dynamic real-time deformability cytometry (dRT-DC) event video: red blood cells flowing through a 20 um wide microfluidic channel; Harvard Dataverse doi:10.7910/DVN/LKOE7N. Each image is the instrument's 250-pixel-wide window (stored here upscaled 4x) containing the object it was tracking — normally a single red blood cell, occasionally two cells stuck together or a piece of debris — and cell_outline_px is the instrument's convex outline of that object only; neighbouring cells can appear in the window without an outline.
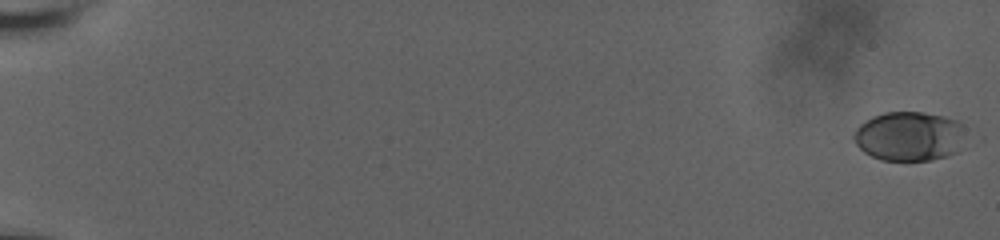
{"species": "human", "species_latin": "Homo sapiens", "temperature_condition": "room temperature", "stored_images_in_passage": 30, "camera_frame_rate_fps": 3000, "um_per_image_px": 0.085, "donor": {"sex": "male"}, "frame": {"image": 1, "passage_image": 1, "time_ms": 0.0, "image_size_px": [1000, 240], "cell_outline_px": [[960, 124], [956, 152], [948, 156], [932, 160], [880, 160], [864, 152], [856, 144], [852, 136], [856, 128], [860, 124], [872, 116], [884, 112], [924, 112], [944, 116], [956, 120]], "centroid_in_image_um": [77.16, 11.57], "position_along_channel_um": 7.8, "area_um2": 31.56}}
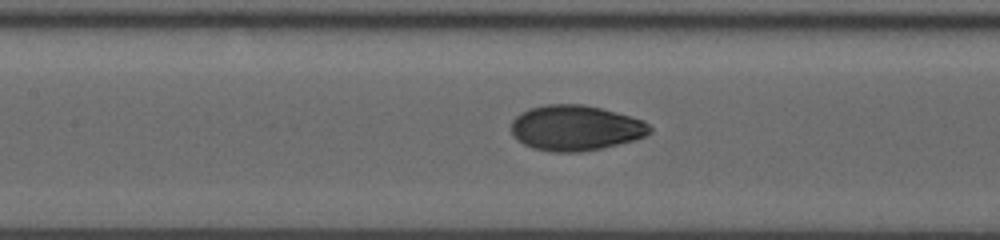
{"frame": {"image": 2, "passage_image": 18, "time_ms": 5.667, "image_size_px": [1000, 240], "cell_outline_px": [[652, 132], [644, 136], [632, 140], [600, 148], [580, 152], [552, 152], [532, 148], [516, 140], [512, 136], [512, 120], [520, 112], [528, 108], [544, 104], [584, 104], [616, 112], [644, 120], [652, 128]], "centroid_in_image_um": [48.88, 10.86], "position_along_channel_um": 158.5, "area_um2": 36.76}}
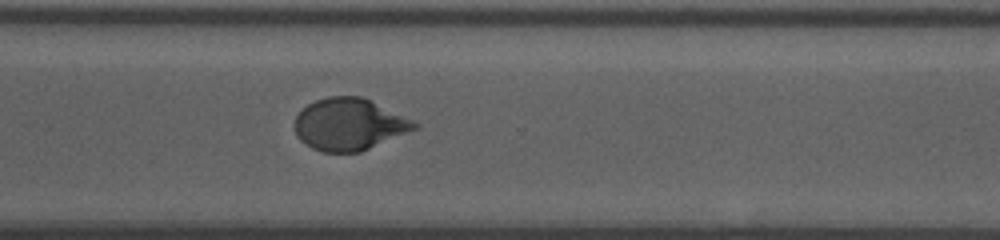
{"frame": {"image": 3, "passage_image": 30, "time_ms": 9.667, "image_size_px": [1000, 240], "cell_outline_px": [[420, 128], [360, 152], [320, 152], [312, 148], [300, 140], [296, 136], [292, 124], [296, 116], [308, 104], [316, 100], [328, 96], [360, 96], [412, 120], [420, 124]], "centroid_in_image_um": [29.65, 10.59], "position_along_channel_um": 340.9, "area_um2": 36.3}}